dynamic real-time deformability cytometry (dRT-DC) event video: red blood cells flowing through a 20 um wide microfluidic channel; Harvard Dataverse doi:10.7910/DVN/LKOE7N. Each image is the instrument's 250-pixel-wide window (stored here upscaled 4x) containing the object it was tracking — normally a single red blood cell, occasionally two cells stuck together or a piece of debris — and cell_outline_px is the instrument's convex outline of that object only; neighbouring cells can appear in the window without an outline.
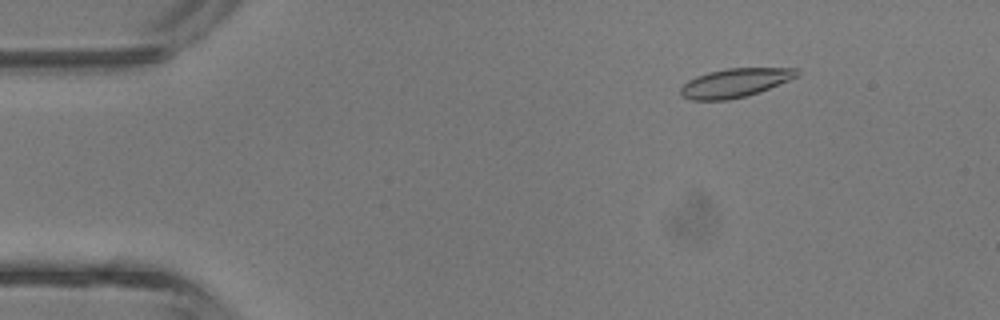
{"species": "common noctule bat (a hibernating species)", "species_latin": "Nyctalus noctula", "temperature_condition": "room temperature", "stored_images_in_passage": 42, "camera_frame_rate_fps": 3000, "um_per_image_px": 0.085, "animal": {"sex": "male", "body_mass_g": 13.3}, "frame": {"image": 1, "passage_image": 6, "time_ms": 1.667, "image_size_px": [1000, 320], "cell_outline_px": [[800, 72], [796, 76], [788, 80], [760, 92], [728, 100], [692, 100], [680, 96], [680, 88], [688, 80], [696, 76], [708, 72], [728, 68], [796, 68]], "centroid_in_image_um": [62.43, 7.04], "position_along_channel_um": 22.6, "area_um2": 19.42}}
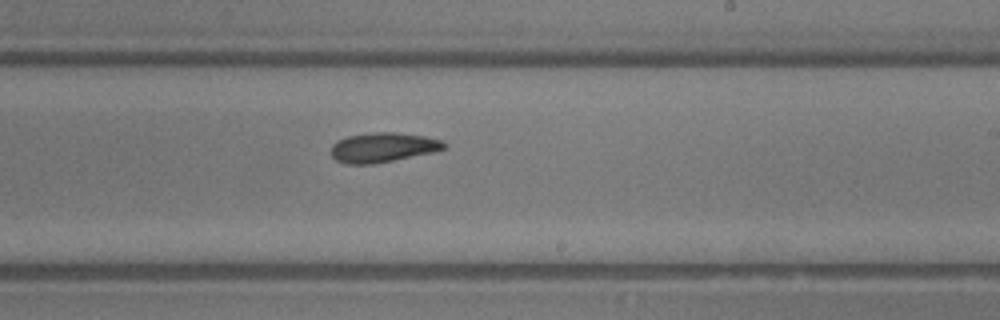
{"frame": {"image": 2, "passage_image": 25, "time_ms": 8.0, "image_size_px": [1000, 320], "cell_outline_px": [[448, 148], [432, 152], [372, 164], [344, 164], [336, 160], [332, 156], [332, 144], [336, 140], [348, 136], [376, 132], [396, 132], [424, 136], [444, 140], [448, 144]], "centroid_in_image_um": [32.57, 12.52], "position_along_channel_um": 256.4, "area_um2": 19.54}}
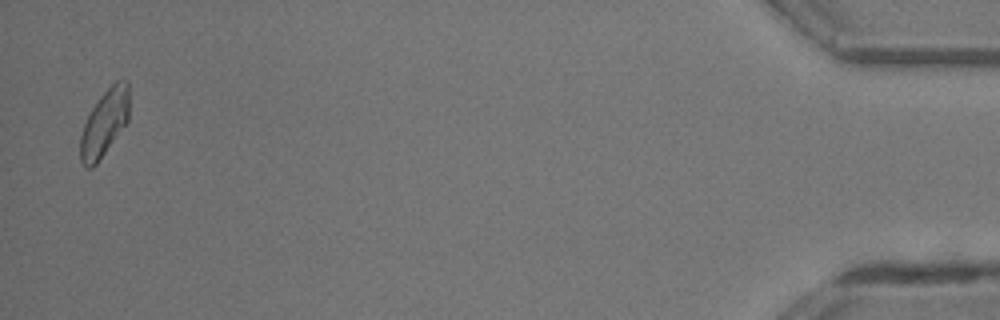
{"frame": {"image": 3, "passage_image": 41, "time_ms": 13.333, "image_size_px": [1000, 320], "cell_outline_px": [[128, 120], [96, 164], [92, 168], [88, 168], [80, 160], [80, 136], [84, 124], [92, 108], [100, 96], [116, 80], [128, 80]], "centroid_in_image_um": [8.87, 10.44], "position_along_channel_um": 426.3, "area_um2": 18.5}, "authors_computed_cell_mechanics": {"area_um2": 19.4786, "velocity_mm_per_s": 4.9657, "shape_relaxation_time_tau1_ms": 4.7308, "shape_relaxation_time_tau2_ms": 8.9554, "deformation_change_tau1": 0.1613, "deformation_change_tau2": 0.2143}}